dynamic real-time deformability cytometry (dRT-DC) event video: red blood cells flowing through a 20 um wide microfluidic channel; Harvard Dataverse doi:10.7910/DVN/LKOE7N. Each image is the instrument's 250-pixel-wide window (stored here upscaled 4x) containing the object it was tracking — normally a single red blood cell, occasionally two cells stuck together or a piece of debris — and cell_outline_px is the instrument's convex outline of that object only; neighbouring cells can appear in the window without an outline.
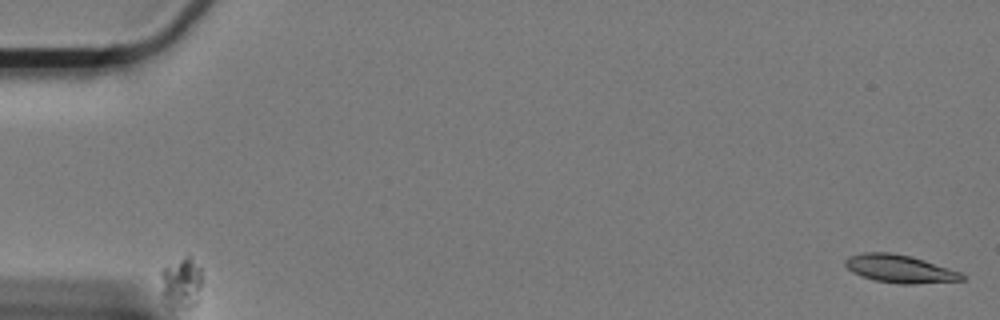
{"species": "Egyptian fruit bat (a non-hibernating species)", "species_latin": "Rousettus aegyptiacus", "temperature_condition": "cold", "stored_images_in_passage": 22, "camera_frame_rate_fps": 3000, "um_per_image_px": 0.085, "animal": {"sex": "female"}, "frame": {"image": 1, "passage_image": 1, "time_ms": 0.0, "image_size_px": [1000, 320], "cell_outline_px": [[968, 276], [964, 280], [912, 284], [900, 284], [876, 280], [860, 276], [852, 272], [844, 264], [844, 260], [848, 256], [864, 252], [888, 252], [912, 256], [960, 272]], "centroid_in_image_um": [76.47, 22.84], "position_along_channel_um": 8.5, "area_um2": 19.02}}
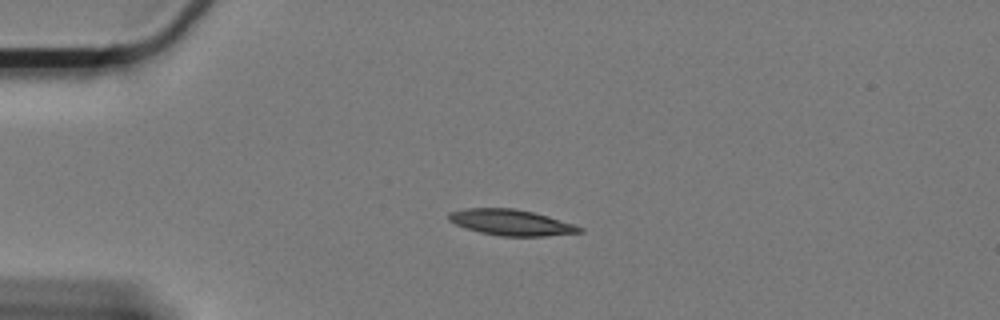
{"frame": {"image": 2, "passage_image": 15, "time_ms": 4.667, "image_size_px": [1000, 320], "cell_outline_px": [[584, 232], [544, 236], [500, 236], [480, 232], [456, 224], [448, 220], [448, 212], [464, 208], [512, 208], [532, 212], [548, 216], [584, 228]], "centroid_in_image_um": [43.43, 18.9], "position_along_channel_um": 41.6, "area_um2": 19.59}}
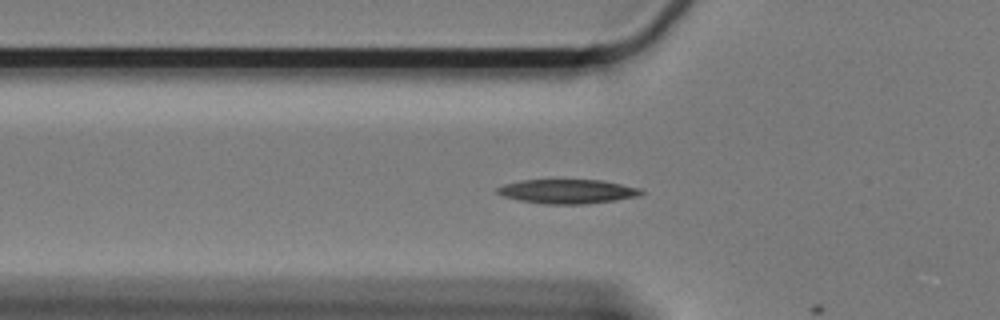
{"frame": {"image": 3, "passage_image": 21, "time_ms": 6.667, "image_size_px": [1000, 320], "cell_outline_px": [[644, 192], [640, 196], [616, 200], [584, 204], [544, 204], [520, 200], [504, 196], [496, 192], [496, 188], [504, 184], [520, 180], [600, 180], [640, 188]], "centroid_in_image_um": [48.24, 16.27], "position_along_channel_um": 77.6, "area_um2": 20.23}}